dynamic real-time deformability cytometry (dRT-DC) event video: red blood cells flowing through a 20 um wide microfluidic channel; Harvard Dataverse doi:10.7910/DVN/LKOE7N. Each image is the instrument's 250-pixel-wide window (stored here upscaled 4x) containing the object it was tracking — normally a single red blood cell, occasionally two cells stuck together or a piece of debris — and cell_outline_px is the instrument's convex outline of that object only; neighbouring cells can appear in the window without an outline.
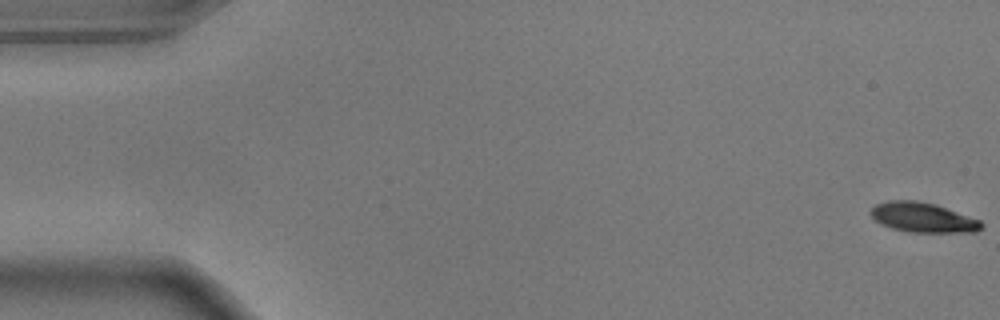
{"species": "common noctule bat (a hibernating species)", "species_latin": "Nyctalus noctula", "temperature_condition": "warm", "stored_images_in_passage": 56, "camera_frame_rate_fps": 3000, "um_per_image_px": 0.085, "animal": {"sex": "male", "body_mass_g": 17.9}, "frame": {"image": 1, "passage_image": 1, "time_ms": 0.0, "image_size_px": [1000, 320], "cell_outline_px": [[984, 228], [976, 232], [908, 232], [892, 228], [880, 224], [872, 216], [872, 208], [876, 204], [888, 200], [916, 200], [936, 204], [980, 220], [984, 224]], "centroid_in_image_um": [78.48, 18.49], "position_along_channel_um": 6.5, "area_um2": 19.25}}
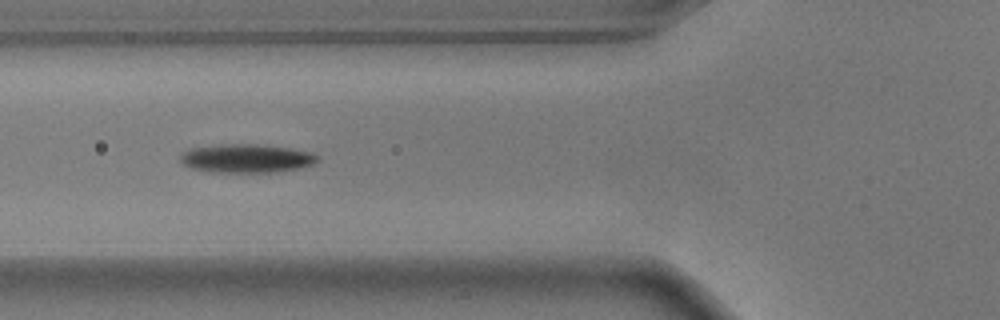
{"frame": {"image": 2, "passage_image": 21, "time_ms": 6.667, "image_size_px": [1000, 320], "cell_outline_px": [[320, 160], [312, 164], [300, 168], [276, 172], [208, 172], [192, 168], [184, 164], [180, 160], [180, 156], [188, 148], [220, 144], [256, 144], [288, 148], [308, 152], [320, 156]], "centroid_in_image_um": [20.93, 13.46], "position_along_channel_um": 104.9, "area_um2": 22.89}}
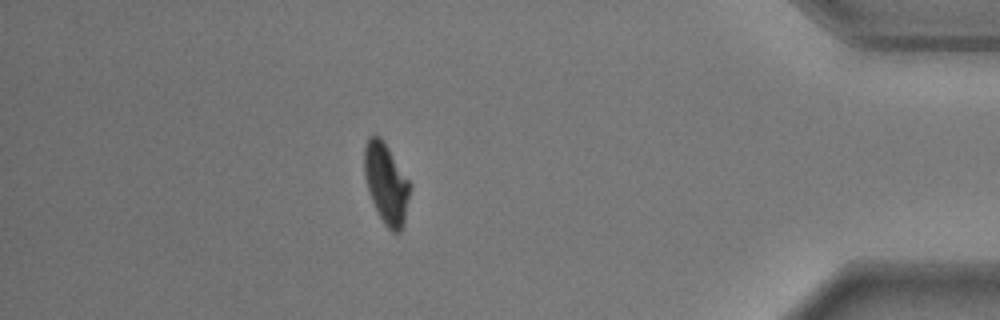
{"frame": {"image": 3, "passage_image": 49, "time_ms": 16.0, "image_size_px": [1000, 320], "cell_outline_px": [[408, 196], [404, 224], [400, 232], [392, 232], [384, 224], [372, 200], [364, 176], [364, 148], [368, 136], [380, 136], [408, 180]], "centroid_in_image_um": [32.79, 15.6], "position_along_channel_um": 402.4, "area_um2": 20.63}, "authors_computed_cell_mechanics": {"area_um2": 21.5305, "velocity_mm_per_s": 3.6505, "shape_relaxation_time_tau1_ms": 2.5704, "shape_relaxation_time_tau2_ms": 6.8598, "deformation_change_tau1": 0.1383, "deformation_change_tau2": 0.1171}}